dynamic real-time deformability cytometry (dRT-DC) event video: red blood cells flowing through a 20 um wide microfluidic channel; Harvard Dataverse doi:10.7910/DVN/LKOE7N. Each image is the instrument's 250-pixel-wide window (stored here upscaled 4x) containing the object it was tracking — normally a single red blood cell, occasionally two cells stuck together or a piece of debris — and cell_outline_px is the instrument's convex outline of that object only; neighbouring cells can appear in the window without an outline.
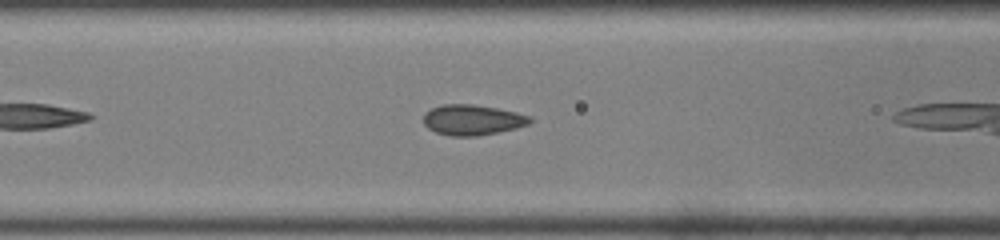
{"species": "common noctule bat (a hibernating species)", "species_latin": "Nyctalus noctula", "temperature_condition": "room temperature", "stored_images_in_passage": 8, "camera_frame_rate_fps": 3000, "um_per_image_px": 0.085, "animal": {"sex": "male", "body_mass_g": 19.0, "forearm_length_mm": 50.8}, "frame": {"image": 1, "passage_image": 7, "time_ms": 2.0, "image_size_px": [1000, 240], "cell_outline_px": [[532, 120], [528, 124], [516, 128], [476, 136], [452, 136], [436, 132], [428, 128], [424, 124], [424, 112], [432, 108], [444, 104], [472, 104], [496, 108], [516, 112], [532, 116]], "centroid_in_image_um": [40.15, 10.18], "position_along_channel_um": 126.5, "area_um2": 18.79}}